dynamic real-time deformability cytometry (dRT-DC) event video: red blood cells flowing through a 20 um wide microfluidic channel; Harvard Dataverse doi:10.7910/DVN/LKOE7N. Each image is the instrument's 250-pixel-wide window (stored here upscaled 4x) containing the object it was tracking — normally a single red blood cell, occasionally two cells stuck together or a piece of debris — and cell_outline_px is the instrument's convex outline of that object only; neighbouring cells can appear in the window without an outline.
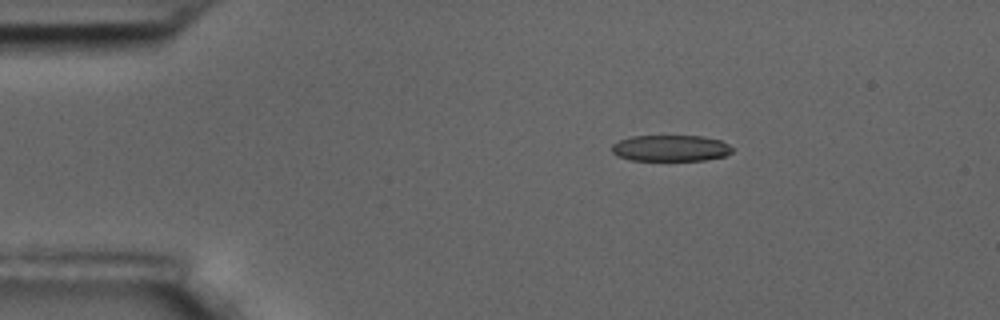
{"species": "common noctule bat (a hibernating species)", "species_latin": "Nyctalus noctula", "temperature_condition": "room temperature", "stored_images_in_passage": 5, "camera_frame_rate_fps": 3000, "um_per_image_px": 0.085, "animal": {"sex": "male", "body_mass_g": 17.5, "forearm_length_mm": 52.3}, "frame": {"image": 1, "passage_image": 3, "time_ms": 0.667, "image_size_px": [1000, 320], "cell_outline_px": [[732, 152], [724, 156], [704, 160], [628, 160], [616, 156], [612, 152], [612, 144], [620, 140], [632, 136], [700, 136], [720, 140], [728, 144], [732, 148]], "centroid_in_image_um": [56.97, 12.6], "position_along_channel_um": 28.0, "area_um2": 18.38}}